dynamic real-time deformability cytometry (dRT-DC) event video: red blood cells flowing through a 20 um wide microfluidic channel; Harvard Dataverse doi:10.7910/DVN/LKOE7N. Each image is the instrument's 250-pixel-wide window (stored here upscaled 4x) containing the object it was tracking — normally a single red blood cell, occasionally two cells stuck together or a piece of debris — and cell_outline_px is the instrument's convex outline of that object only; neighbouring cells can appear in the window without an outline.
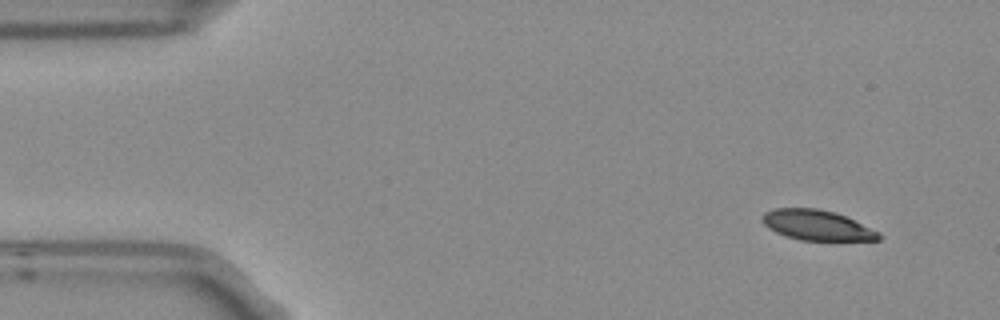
{"species": "Egyptian fruit bat (a non-hibernating species)", "species_latin": "Rousettus aegyptiacus", "temperature_condition": "room temperature", "stored_images_in_passage": 4, "camera_frame_rate_fps": 3000, "um_per_image_px": 0.085, "frame": {"image": 1, "passage_image": 1, "time_ms": 0.0, "image_size_px": [1000, 320], "cell_outline_px": [[884, 236], [880, 240], [800, 240], [776, 232], [768, 228], [760, 220], [760, 216], [764, 212], [772, 208], [816, 208], [836, 212], [880, 232]], "centroid_in_image_um": [69.42, 19.13], "position_along_channel_um": 15.6, "area_um2": 20.63}}
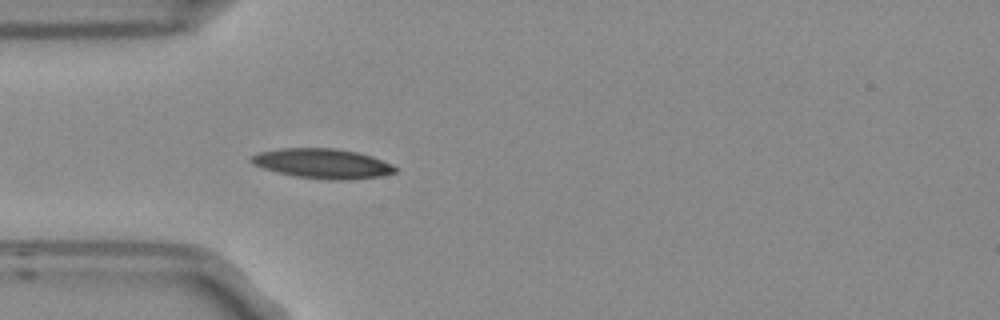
{"frame": {"image": 2, "passage_image": 4, "time_ms": 1.0, "image_size_px": [1000, 320], "cell_outline_px": [[396, 172], [380, 176], [348, 180], [328, 180], [296, 176], [264, 168], [252, 164], [248, 160], [252, 156], [260, 152], [280, 148], [336, 148], [360, 152], [372, 156], [392, 164], [396, 168]], "centroid_in_image_um": [27.44, 13.89], "position_along_channel_um": 57.6, "area_um2": 24.97}}